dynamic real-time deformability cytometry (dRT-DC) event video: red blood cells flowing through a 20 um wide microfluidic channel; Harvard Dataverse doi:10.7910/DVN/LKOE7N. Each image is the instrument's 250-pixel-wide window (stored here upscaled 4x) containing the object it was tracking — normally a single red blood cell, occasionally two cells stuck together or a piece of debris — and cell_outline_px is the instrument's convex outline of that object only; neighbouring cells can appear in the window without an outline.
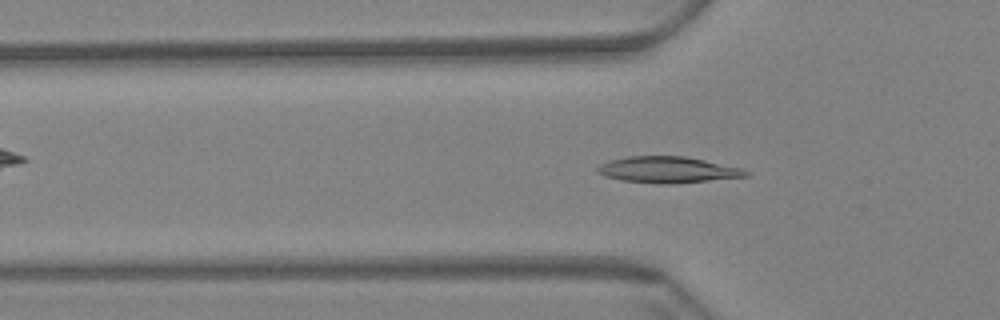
{"species": "Egyptian fruit bat (a non-hibernating species)", "species_latin": "Rousettus aegyptiacus", "temperature_condition": "warm", "stored_images_in_passage": 59, "camera_frame_rate_fps": 3000, "um_per_image_px": 0.085, "animal": {"sex": "female"}, "frame": {"image": 1, "passage_image": 19, "time_ms": 6.0, "image_size_px": [1000, 320], "cell_outline_px": [[748, 176], [672, 184], [656, 184], [624, 180], [604, 176], [596, 172], [596, 168], [600, 164], [608, 160], [628, 156], [684, 156], [704, 160], [740, 168], [748, 172]], "centroid_in_image_um": [56.69, 14.43], "position_along_channel_um": 69.1, "area_um2": 22.54}}
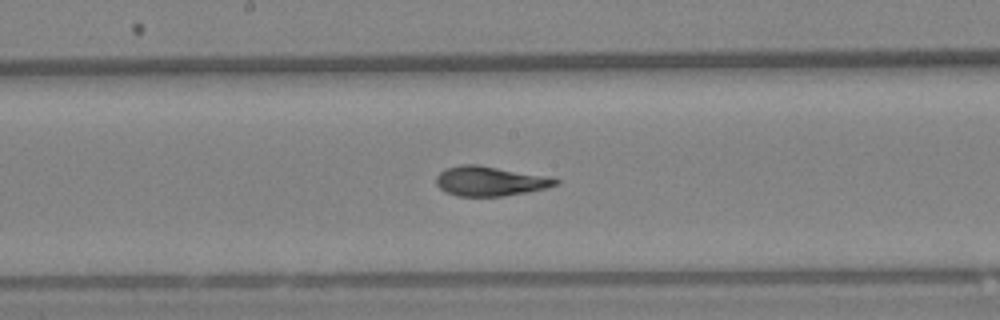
{"frame": {"image": 2, "passage_image": 31, "time_ms": 10.0, "image_size_px": [1000, 320], "cell_outline_px": [[560, 184], [548, 188], [500, 196], [456, 196], [444, 192], [436, 184], [436, 176], [444, 168], [464, 164], [476, 164], [544, 176], [560, 180]], "centroid_in_image_um": [41.6, 15.4], "position_along_channel_um": 206.6, "area_um2": 20.46}}
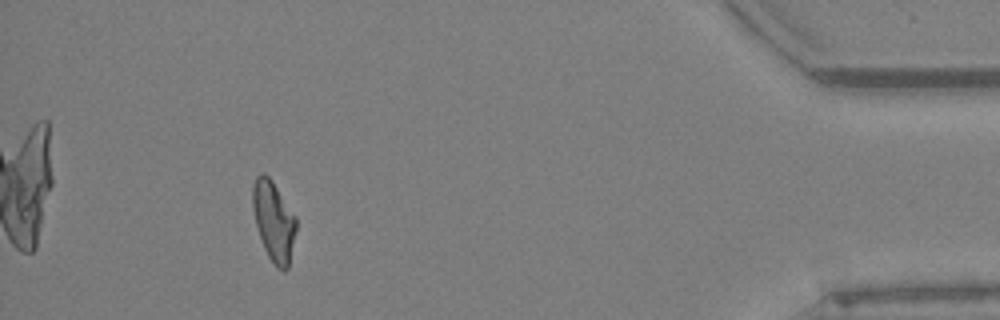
{"frame": {"image": 3, "passage_image": 54, "time_ms": 17.667, "image_size_px": [1000, 320], "cell_outline_px": [[296, 228], [288, 268], [284, 272], [276, 268], [268, 256], [264, 248], [256, 224], [252, 208], [252, 188], [256, 176], [264, 172], [272, 180], [296, 216]], "centroid_in_image_um": [23.26, 18.79], "position_along_channel_um": 411.9, "area_um2": 20.23}, "authors_computed_cell_mechanics": {"area_um2": 20.6924, "velocity_mm_per_s": 3.4554, "shape_relaxation_time_tau1_ms": 5.3132, "shape_relaxation_time_tau2_ms": 1.669, "deformation_change_tau1": 0.1957, "deformation_change_tau2": 0.0822}}